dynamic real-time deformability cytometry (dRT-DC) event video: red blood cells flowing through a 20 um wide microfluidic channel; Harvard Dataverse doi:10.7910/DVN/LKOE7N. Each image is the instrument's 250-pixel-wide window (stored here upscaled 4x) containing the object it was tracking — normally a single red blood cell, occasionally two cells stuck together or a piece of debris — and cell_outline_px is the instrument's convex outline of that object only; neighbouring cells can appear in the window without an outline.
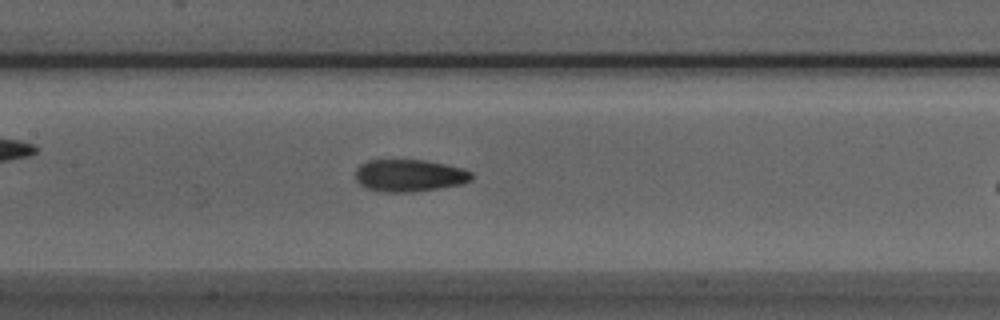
{"species": "Egyptian fruit bat (a non-hibernating species)", "species_latin": "Rousettus aegyptiacus", "temperature_condition": "room temperature", "stored_images_in_passage": 28, "camera_frame_rate_fps": 3000, "um_per_image_px": 0.085, "animal": {"sex": "male"}, "frame": {"image": 1, "passage_image": 11, "time_ms": 3.333, "image_size_px": [1000, 320], "cell_outline_px": [[472, 180], [460, 184], [412, 192], [384, 192], [364, 188], [356, 180], [356, 168], [360, 164], [368, 160], [424, 160], [464, 168], [472, 172]], "centroid_in_image_um": [34.77, 14.91], "position_along_channel_um": 172.6, "area_um2": 21.79}}
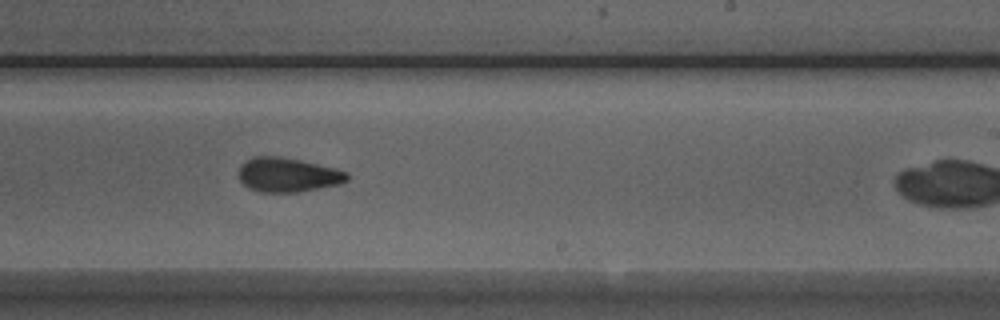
{"frame": {"image": 2, "passage_image": 18, "time_ms": 5.667, "image_size_px": [1000, 320], "cell_outline_px": [[348, 180], [340, 184], [296, 192], [260, 192], [248, 188], [240, 180], [240, 164], [252, 156], [276, 156], [300, 160], [348, 172]], "centroid_in_image_um": [24.43, 14.86], "position_along_channel_um": 264.6, "area_um2": 21.44}}
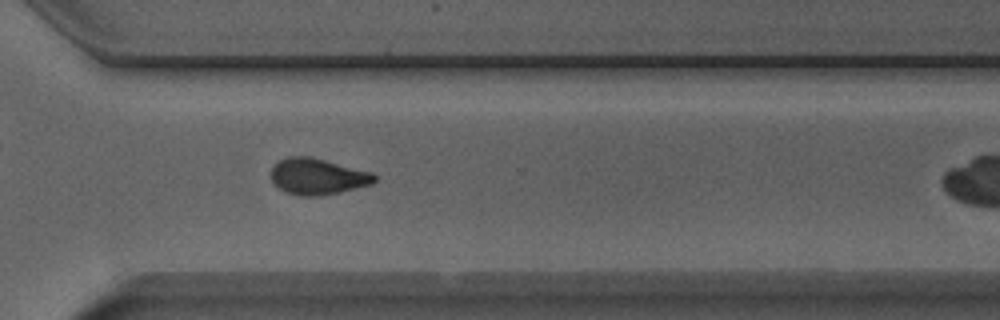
{"frame": {"image": 3, "passage_image": 24, "time_ms": 7.667, "image_size_px": [1000, 320], "cell_outline_px": [[376, 180], [372, 184], [340, 192], [316, 196], [300, 196], [288, 192], [280, 188], [272, 180], [272, 168], [280, 160], [288, 156], [308, 156], [372, 172], [376, 176]], "centroid_in_image_um": [27.02, 15.0], "position_along_channel_um": 343.6, "area_um2": 21.44}}